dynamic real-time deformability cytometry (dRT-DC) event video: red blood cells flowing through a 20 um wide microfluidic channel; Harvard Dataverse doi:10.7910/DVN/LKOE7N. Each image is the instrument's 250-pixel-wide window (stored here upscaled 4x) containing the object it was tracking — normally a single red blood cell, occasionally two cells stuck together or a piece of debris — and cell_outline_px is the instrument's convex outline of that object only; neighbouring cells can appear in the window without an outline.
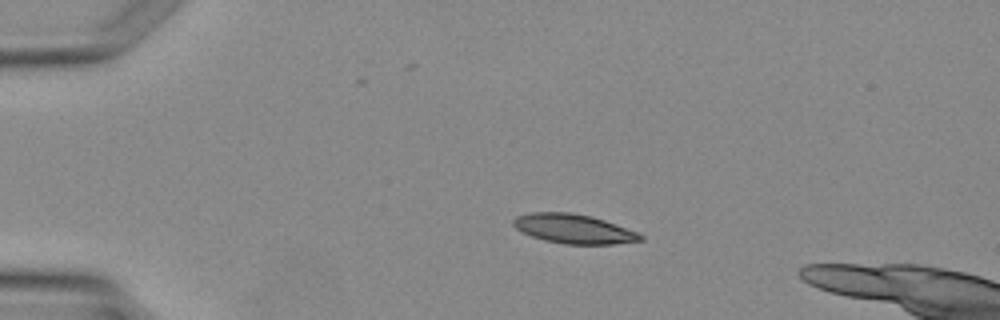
{"species": "Egyptian fruit bat (a non-hibernating species)", "species_latin": "Rousettus aegyptiacus", "temperature_condition": "warm", "stored_images_in_passage": 1, "camera_frame_rate_fps": 3000, "um_per_image_px": 0.085, "animal": {"sex": "female"}, "frame": {"image": 1, "passage_image": 1, "time_ms": 0.0, "image_size_px": [1000, 320], "cell_outline_px": [[644, 240], [612, 244], [564, 244], [544, 240], [532, 236], [516, 228], [512, 224], [512, 220], [516, 216], [528, 212], [568, 212], [592, 216], [604, 220], [636, 232], [644, 236]], "centroid_in_image_um": [48.73, 19.44], "position_along_channel_um": 36.3, "area_um2": 21.62}}